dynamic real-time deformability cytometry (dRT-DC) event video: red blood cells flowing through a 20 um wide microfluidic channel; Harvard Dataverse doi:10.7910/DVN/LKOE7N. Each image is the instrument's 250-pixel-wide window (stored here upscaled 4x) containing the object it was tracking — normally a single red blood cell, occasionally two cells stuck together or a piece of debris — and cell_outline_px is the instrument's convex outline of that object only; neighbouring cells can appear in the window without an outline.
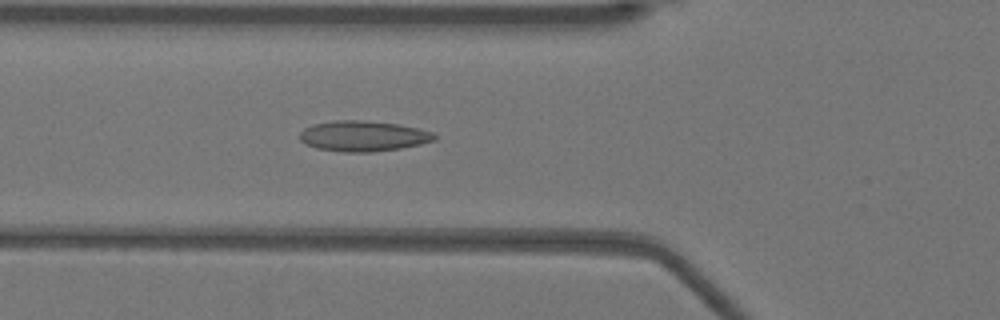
{"species": "Egyptian fruit bat (a non-hibernating species)", "species_latin": "Rousettus aegyptiacus", "temperature_condition": "warm", "stored_images_in_passage": 51, "camera_frame_rate_fps": 3000, "um_per_image_px": 0.085, "animal": {"sex": "female"}, "frame": {"image": 1, "passage_image": 18, "time_ms": 5.667, "image_size_px": [1000, 320], "cell_outline_px": [[436, 140], [420, 144], [400, 148], [372, 152], [344, 152], [316, 148], [304, 144], [300, 140], [300, 132], [304, 128], [312, 124], [332, 120], [364, 120], [396, 124], [416, 128], [432, 132], [436, 136]], "centroid_in_image_um": [30.82, 11.56], "position_along_channel_um": 95.0, "area_um2": 23.99}}
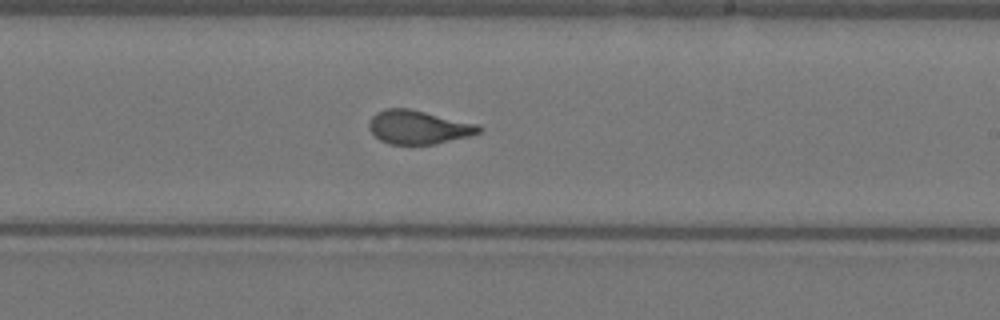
{"frame": {"image": 2, "passage_image": 30, "time_ms": 9.667, "image_size_px": [1000, 320], "cell_outline_px": [[484, 128], [480, 132], [472, 136], [436, 144], [388, 144], [380, 140], [368, 128], [368, 124], [372, 116], [376, 112], [384, 108], [408, 108], [476, 124]], "centroid_in_image_um": [35.56, 10.82], "position_along_channel_um": 253.4, "area_um2": 21.56}}
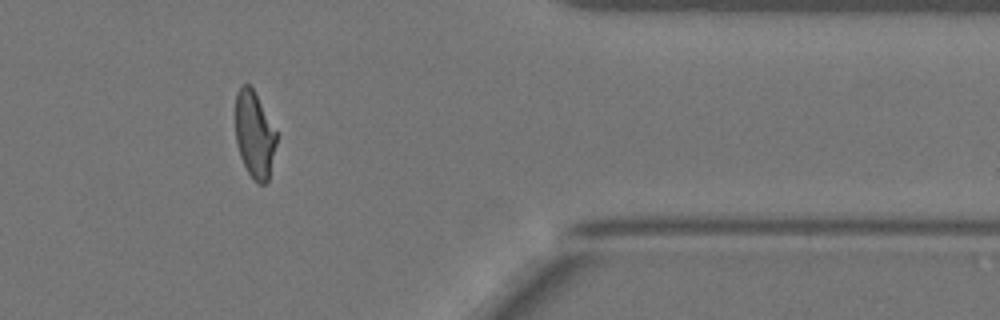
{"frame": {"image": 3, "passage_image": 42, "time_ms": 13.667, "image_size_px": [1000, 320], "cell_outline_px": [[276, 144], [268, 180], [264, 184], [256, 184], [248, 172], [240, 156], [236, 144], [236, 92], [244, 84], [248, 84], [252, 88], [276, 132]], "centroid_in_image_um": [21.61, 11.49], "position_along_channel_um": 389.8, "area_um2": 20.29}, "authors_computed_cell_mechanics": {"area_um2": 22.0218, "velocity_mm_per_s": 3.9624, "shape_relaxation_time_tau1_ms": 5.1565, "shape_relaxation_time_tau2_ms": 0.9684, "deformation_change_tau1": 0.2, "deformation_change_tau2": 0.0665}}